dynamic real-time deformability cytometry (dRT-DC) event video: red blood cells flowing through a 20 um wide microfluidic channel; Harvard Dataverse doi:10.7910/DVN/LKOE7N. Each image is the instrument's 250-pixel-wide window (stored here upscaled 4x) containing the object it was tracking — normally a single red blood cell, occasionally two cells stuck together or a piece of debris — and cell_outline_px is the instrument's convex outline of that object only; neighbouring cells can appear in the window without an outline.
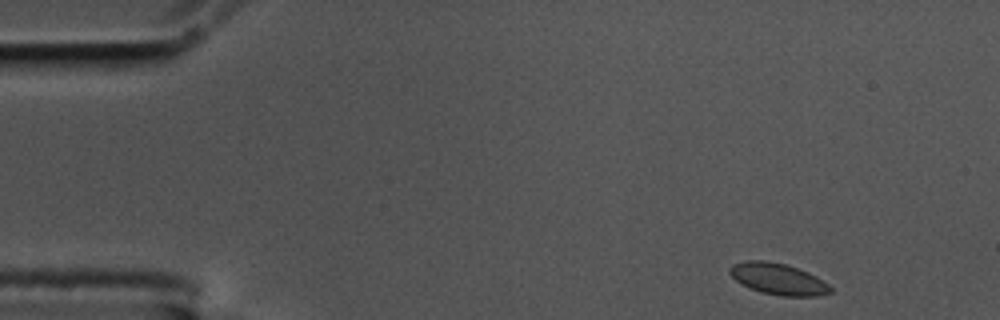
{"species": "common noctule bat (a hibernating species)", "species_latin": "Nyctalus noctula", "temperature_condition": "cold", "stored_images_in_passage": 54, "camera_frame_rate_fps": 3000, "um_per_image_px": 0.085, "animal": {"sex": "male", "body_mass_g": 17.5, "forearm_length_mm": 52.3}, "frame": {"image": 1, "passage_image": 1, "time_ms": 0.0, "image_size_px": [1000, 320], "cell_outline_px": [[832, 292], [816, 296], [780, 296], [760, 292], [740, 284], [728, 272], [728, 268], [732, 264], [744, 260], [764, 260], [784, 264], [808, 272], [816, 276], [828, 284], [832, 288]], "centroid_in_image_um": [66.1, 23.71], "position_along_channel_um": 18.9, "area_um2": 18.5}}
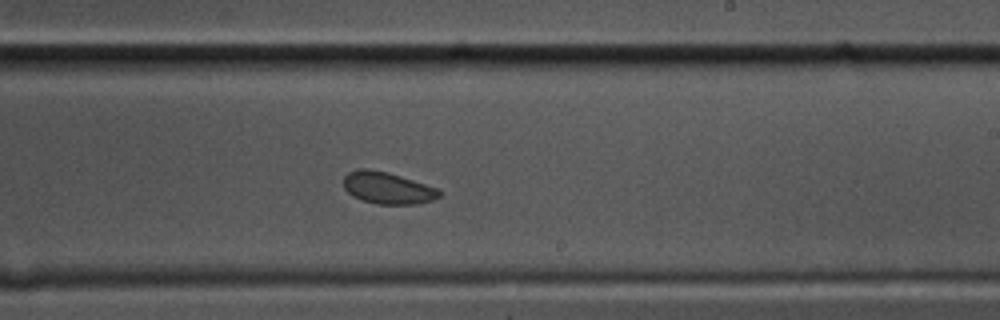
{"frame": {"image": 2, "passage_image": 30, "time_ms": 9.667, "image_size_px": [1000, 320], "cell_outline_px": [[444, 192], [440, 196], [432, 200], [416, 204], [376, 204], [352, 196], [344, 188], [344, 176], [348, 172], [356, 168], [368, 168], [388, 172], [436, 188]], "centroid_in_image_um": [32.92, 15.97], "position_along_channel_um": 256.1, "area_um2": 17.74}}
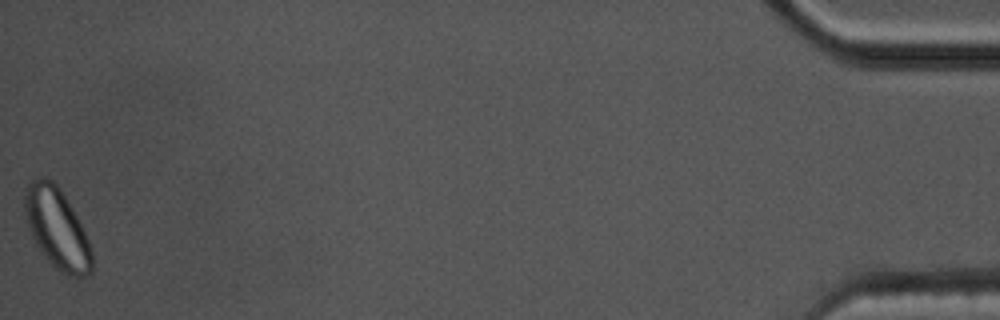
{"frame": {"image": 3, "passage_image": 54, "time_ms": 17.667, "image_size_px": [1000, 320], "cell_outline_px": [[92, 272], [88, 276], [72, 276], [60, 272], [44, 256], [36, 244], [32, 236], [24, 212], [24, 188], [28, 180], [44, 176], [52, 180], [60, 188], [76, 216], [88, 240], [92, 252]], "centroid_in_image_um": [4.81, 19.38], "position_along_channel_um": 430.4, "area_um2": 31.39}, "authors_computed_cell_mechanics": {"area_um2": 17.9469, "velocity_mm_per_s": 3.3945, "shape_relaxation_time_tau1_ms": null, "shape_relaxation_time_tau2_ms": 2.2779, "deformation_change_tau1": null, "deformation_change_tau2": 0.0387}}